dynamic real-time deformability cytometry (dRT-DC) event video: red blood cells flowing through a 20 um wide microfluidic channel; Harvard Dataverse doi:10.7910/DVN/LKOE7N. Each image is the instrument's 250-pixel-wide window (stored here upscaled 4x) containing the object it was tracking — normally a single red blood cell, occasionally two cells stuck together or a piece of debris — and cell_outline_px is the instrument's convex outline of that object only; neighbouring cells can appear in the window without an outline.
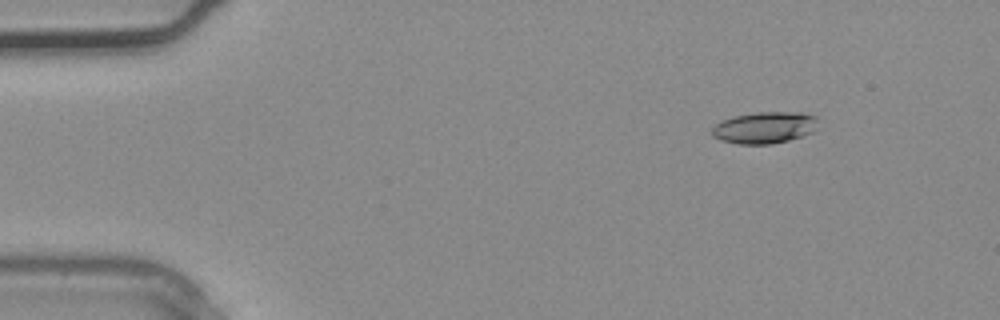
{"species": "common noctule bat (a hibernating species)", "species_latin": "Nyctalus noctula", "temperature_condition": "warm", "stored_images_in_passage": 3, "camera_frame_rate_fps": 3000, "um_per_image_px": 0.085, "animal": {"sex": "male", "body_mass_g": 20.4}, "frame": {"image": 1, "passage_image": 2, "time_ms": 0.333, "image_size_px": [1000, 320], "cell_outline_px": [[816, 128], [812, 132], [788, 140], [772, 144], [740, 144], [720, 140], [712, 136], [712, 128], [720, 120], [732, 116], [756, 112], [804, 112], [816, 116]], "centroid_in_image_um": [64.96, 10.83], "position_along_channel_um": 20.0, "area_um2": 19.65}}